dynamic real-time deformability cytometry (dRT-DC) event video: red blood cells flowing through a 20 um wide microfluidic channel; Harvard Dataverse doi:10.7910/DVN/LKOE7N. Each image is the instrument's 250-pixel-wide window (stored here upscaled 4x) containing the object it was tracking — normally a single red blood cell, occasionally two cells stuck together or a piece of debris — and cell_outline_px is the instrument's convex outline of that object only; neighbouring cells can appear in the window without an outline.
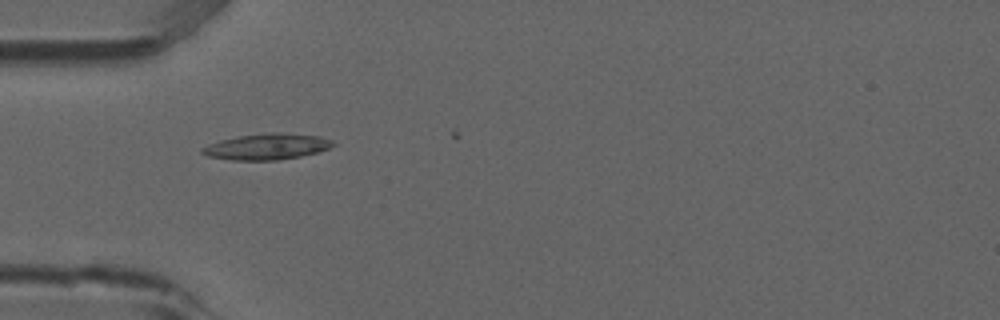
{"species": "common noctule bat (a hibernating species)", "species_latin": "Nyctalus noctula", "temperature_condition": "room temperature", "stored_images_in_passage": 5, "camera_frame_rate_fps": 3000, "um_per_image_px": 0.085, "animal": {"sex": "male", "forearm_length_mm": 52.5}, "frame": {"image": 1, "passage_image": 5, "time_ms": 1.333, "image_size_px": [1000, 320], "cell_outline_px": [[336, 144], [328, 148], [316, 152], [300, 156], [276, 160], [232, 160], [208, 156], [200, 152], [200, 148], [208, 144], [220, 140], [236, 136], [268, 132], [280, 132], [320, 136], [332, 140]], "centroid_in_image_um": [22.65, 12.45], "position_along_channel_um": 62.3, "area_um2": 19.88}}